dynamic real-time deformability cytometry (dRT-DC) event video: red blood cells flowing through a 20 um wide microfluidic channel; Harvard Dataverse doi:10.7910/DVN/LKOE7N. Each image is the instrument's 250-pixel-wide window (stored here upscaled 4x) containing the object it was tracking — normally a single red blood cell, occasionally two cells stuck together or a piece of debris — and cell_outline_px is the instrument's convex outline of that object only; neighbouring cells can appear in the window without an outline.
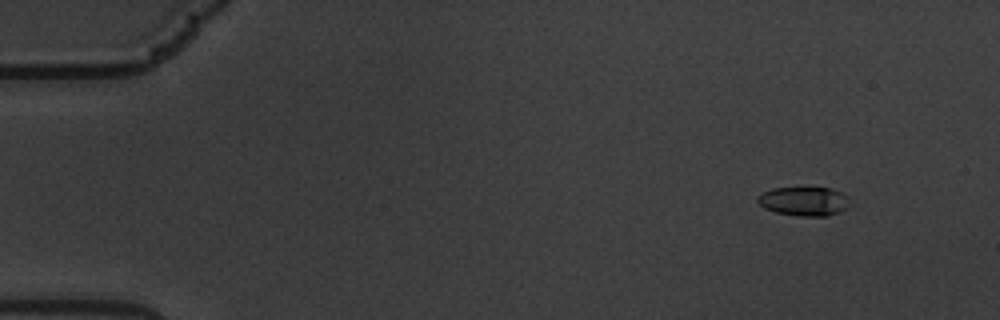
{"species": "common noctule bat (a hibernating species)", "species_latin": "Nyctalus noctula", "temperature_condition": "warm", "stored_images_in_passage": 61, "camera_frame_rate_fps": 3000, "um_per_image_px": 0.085, "animal": {"sex": "male", "body_mass_g": 19.5, "forearm_length_mm": 54.6}, "frame": {"image": 1, "passage_image": 7, "time_ms": 2.0, "image_size_px": [1000, 320], "cell_outline_px": [[848, 208], [840, 212], [828, 216], [800, 216], [776, 212], [764, 208], [756, 200], [756, 196], [772, 188], [832, 188], [848, 196]], "centroid_in_image_um": [68.34, 17.11], "position_along_channel_um": 16.7, "area_um2": 15.61}}
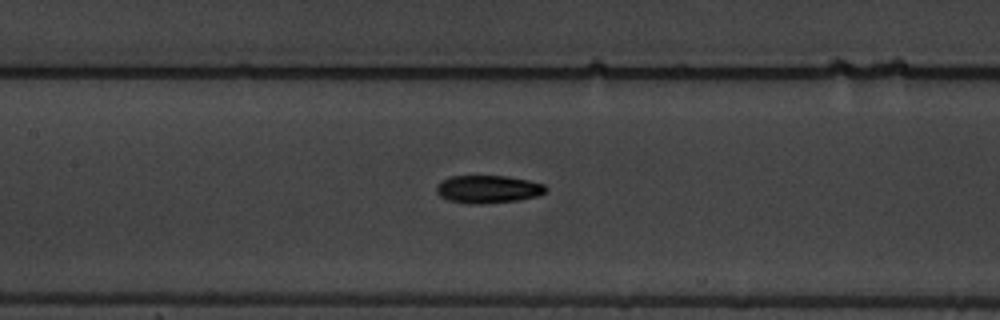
{"frame": {"image": 2, "passage_image": 30, "time_ms": 9.667, "image_size_px": [1000, 320], "cell_outline_px": [[548, 188], [544, 192], [536, 196], [516, 200], [480, 204], [468, 204], [448, 200], [440, 196], [436, 192], [436, 184], [452, 176], [508, 176], [528, 180], [544, 184]], "centroid_in_image_um": [41.46, 16.08], "position_along_channel_um": 165.9, "area_um2": 17.63}}
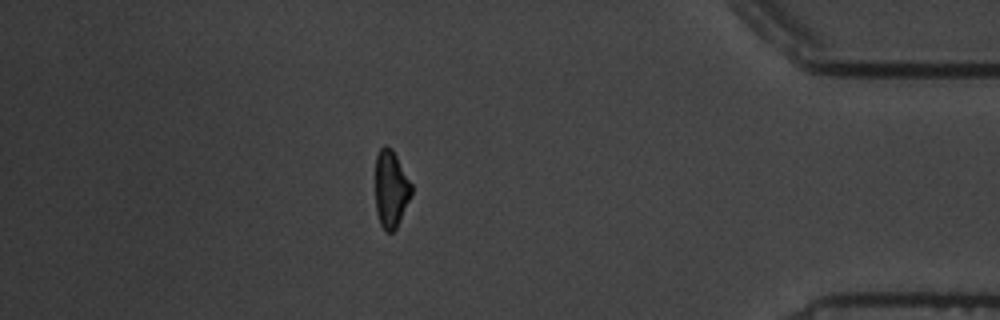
{"frame": {"image": 3, "passage_image": 54, "time_ms": 17.667, "image_size_px": [1000, 320], "cell_outline_px": [[412, 196], [396, 228], [392, 232], [384, 232], [380, 224], [376, 212], [376, 156], [380, 148], [384, 144], [392, 148], [412, 184]], "centroid_in_image_um": [33.24, 16.07], "position_along_channel_um": 402.0, "area_um2": 16.42}, "authors_computed_cell_mechanics": {"area_um2": 16.8776, "velocity_mm_per_s": 3.4152, "shape_relaxation_time_tau1_ms": 2.9987, "shape_relaxation_time_tau2_ms": 3.7406, "deformation_change_tau1": 0.1407, "deformation_change_tau2": 0.0831}}